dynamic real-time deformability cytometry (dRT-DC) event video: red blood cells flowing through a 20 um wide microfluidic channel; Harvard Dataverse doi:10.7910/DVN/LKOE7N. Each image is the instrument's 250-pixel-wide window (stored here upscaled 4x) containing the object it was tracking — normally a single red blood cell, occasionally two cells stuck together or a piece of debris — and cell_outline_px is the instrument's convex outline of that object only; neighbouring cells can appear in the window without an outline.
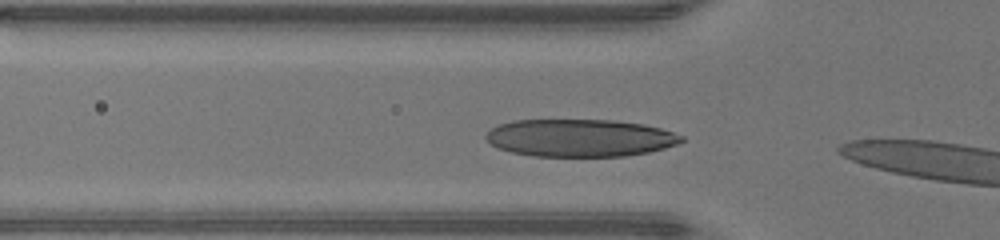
{"species": "human", "species_latin": "Homo sapiens", "temperature_condition": "warm", "stored_images_in_passage": 7, "camera_frame_rate_fps": 3000, "um_per_image_px": 0.085, "donor": {"sex": "male"}, "frame": {"image": 1, "passage_image": 2, "time_ms": 0.333, "image_size_px": [1000, 240], "cell_outline_px": [[684, 140], [676, 144], [664, 148], [648, 152], [624, 156], [532, 156], [512, 152], [496, 148], [484, 136], [492, 128], [500, 124], [516, 120], [612, 120], [644, 124], [660, 128], [684, 136]], "centroid_in_image_um": [49.29, 11.72], "position_along_channel_um": 76.5, "area_um2": 42.6}}
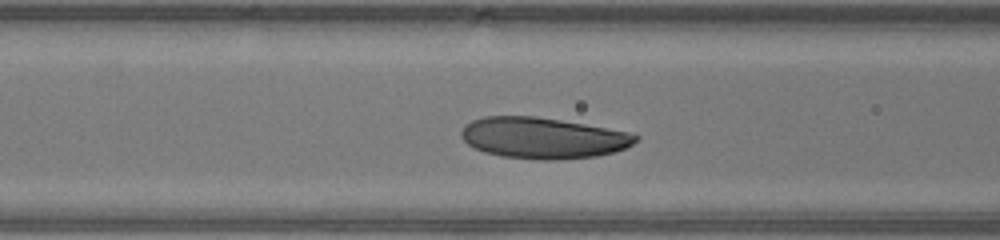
{"frame": {"image": 2, "passage_image": 5, "time_ms": 1.333, "image_size_px": [1000, 240], "cell_outline_px": [[640, 136], [632, 144], [624, 148], [612, 152], [596, 156], [552, 160], [540, 160], [500, 156], [484, 152], [468, 144], [460, 136], [460, 132], [472, 120], [484, 116], [536, 116], [636, 132]], "centroid_in_image_um": [46.19, 11.72], "position_along_channel_um": 120.4, "area_um2": 41.91}}